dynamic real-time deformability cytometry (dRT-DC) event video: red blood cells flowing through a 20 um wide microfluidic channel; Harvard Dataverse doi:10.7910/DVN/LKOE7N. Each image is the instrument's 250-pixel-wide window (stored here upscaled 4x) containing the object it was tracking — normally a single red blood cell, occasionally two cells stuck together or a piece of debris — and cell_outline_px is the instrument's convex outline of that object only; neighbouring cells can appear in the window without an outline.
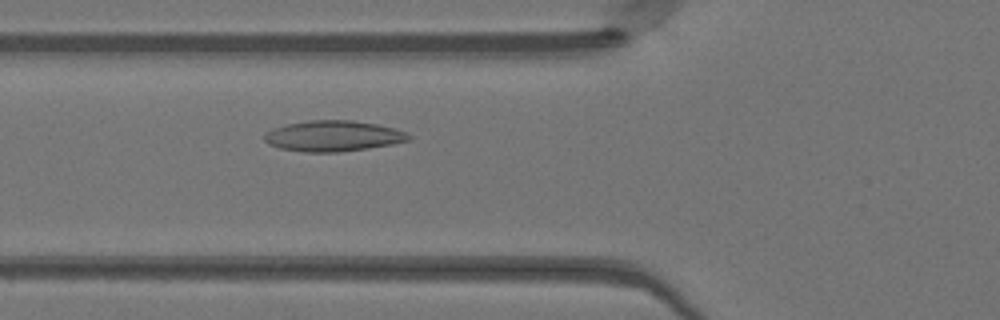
{"species": "Egyptian fruit bat (a non-hibernating species)", "species_latin": "Rousettus aegyptiacus", "temperature_condition": "warm", "stored_images_in_passage": 45, "camera_frame_rate_fps": 3000, "um_per_image_px": 0.085, "animal": {"sex": "female"}, "frame": {"image": 1, "passage_image": 14, "time_ms": 4.333, "image_size_px": [1000, 320], "cell_outline_px": [[412, 136], [408, 140], [392, 144], [368, 148], [340, 152], [304, 152], [280, 148], [268, 144], [264, 140], [264, 132], [272, 128], [288, 124], [308, 120], [352, 120], [376, 124], [396, 128]], "centroid_in_image_um": [28.29, 11.56], "position_along_channel_um": 97.5, "area_um2": 25.89}}
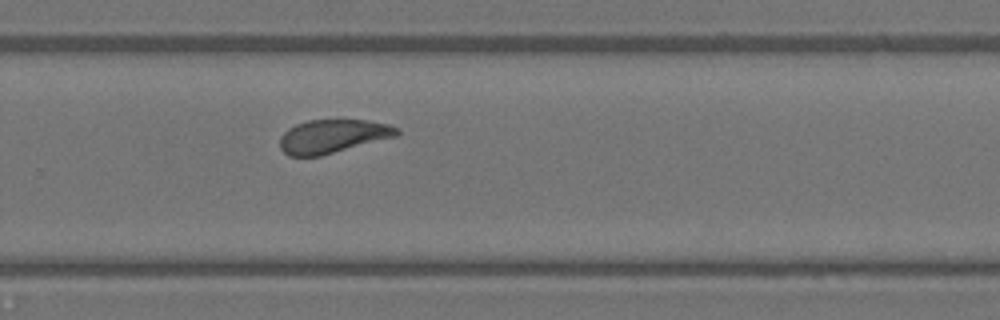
{"frame": {"image": 2, "passage_image": 29, "time_ms": 9.333, "image_size_px": [1000, 320], "cell_outline_px": [[400, 132], [396, 136], [320, 156], [288, 156], [280, 148], [280, 136], [288, 128], [296, 124], [308, 120], [368, 120], [388, 124], [400, 128]], "centroid_in_image_um": [28.27, 11.58], "position_along_channel_um": 301.5, "area_um2": 22.83}}
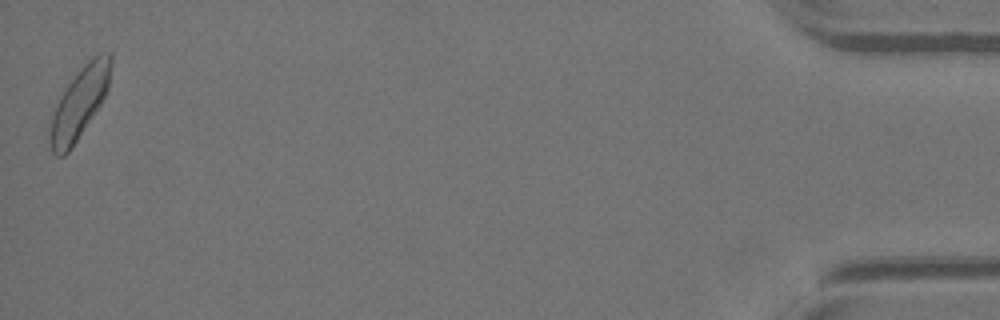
{"frame": {"image": 3, "passage_image": 45, "time_ms": 14.667, "image_size_px": [1000, 320], "cell_outline_px": [[112, 60], [108, 88], [100, 104], [68, 152], [64, 156], [56, 156], [52, 152], [48, 140], [48, 132], [52, 112], [60, 96], [76, 72], [92, 56], [100, 52], [112, 52]], "centroid_in_image_um": [6.72, 8.73], "position_along_channel_um": 428.5, "area_um2": 25.14}, "authors_computed_cell_mechanics": {"area_um2": 23.698, "velocity_mm_per_s": 4.0882, "shape_relaxation_time_tau1_ms": 4.4559, "shape_relaxation_time_tau2_ms": 3.9472, "deformation_change_tau1": 0.1103, "deformation_change_tau2": 0.1149}}